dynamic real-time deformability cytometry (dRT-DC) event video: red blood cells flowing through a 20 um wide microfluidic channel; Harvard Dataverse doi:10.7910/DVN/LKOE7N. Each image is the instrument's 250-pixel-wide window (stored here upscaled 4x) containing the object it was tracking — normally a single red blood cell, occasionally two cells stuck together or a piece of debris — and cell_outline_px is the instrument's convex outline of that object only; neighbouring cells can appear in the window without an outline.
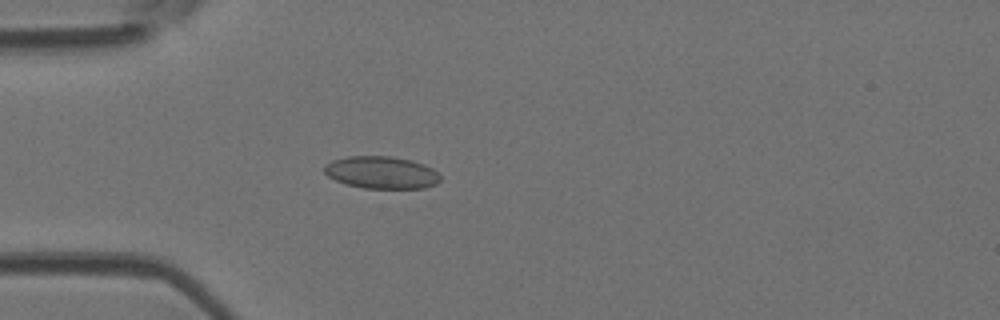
{"species": "Egyptian fruit bat (a non-hibernating species)", "species_latin": "Rousettus aegyptiacus", "temperature_condition": "room temperature", "stored_images_in_passage": 4, "camera_frame_rate_fps": 3000, "um_per_image_px": 0.085, "animal": {"sex": "female"}, "frame": {"image": 1, "passage_image": 4, "time_ms": 1.0, "image_size_px": [1000, 320], "cell_outline_px": [[440, 180], [436, 184], [424, 188], [364, 188], [348, 184], [336, 180], [328, 176], [324, 172], [324, 164], [332, 160], [348, 156], [392, 156], [424, 164], [440, 172]], "centroid_in_image_um": [32.43, 14.65], "position_along_channel_um": 52.6, "area_um2": 21.85}}